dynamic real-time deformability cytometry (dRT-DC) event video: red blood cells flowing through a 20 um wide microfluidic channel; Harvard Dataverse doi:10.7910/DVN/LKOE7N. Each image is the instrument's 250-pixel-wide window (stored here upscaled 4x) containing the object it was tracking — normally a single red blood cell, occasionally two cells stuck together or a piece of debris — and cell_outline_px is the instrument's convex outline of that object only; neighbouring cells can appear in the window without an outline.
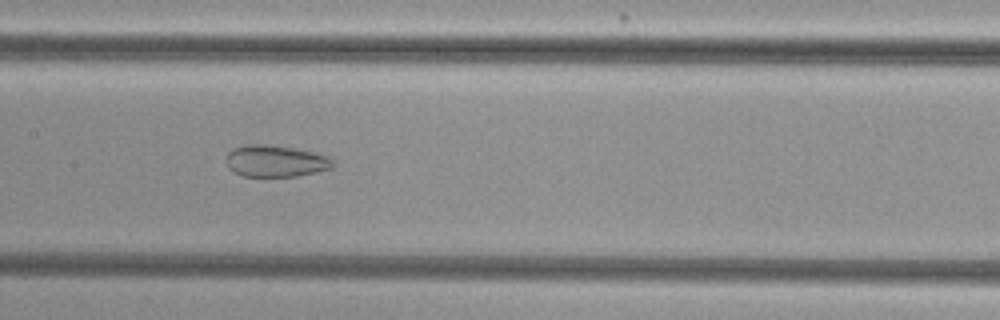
{"species": "common noctule bat (a hibernating species)", "species_latin": "Nyctalus noctula", "temperature_condition": "cold", "stored_images_in_passage": 54, "camera_frame_rate_fps": 3000, "um_per_image_px": 0.085, "animal": {"sex": "female", "body_mass_g": 29.2, "forearm_length_mm": 56.3}, "frame": {"image": 1, "passage_image": 27, "time_ms": 8.667, "image_size_px": [1000, 320], "cell_outline_px": [[336, 164], [332, 168], [316, 172], [296, 176], [244, 176], [228, 168], [228, 152], [232, 148], [248, 144], [264, 144], [292, 148], [312, 152], [328, 156]], "centroid_in_image_um": [23.44, 13.69], "position_along_channel_um": 184.0, "area_um2": 19.48}}
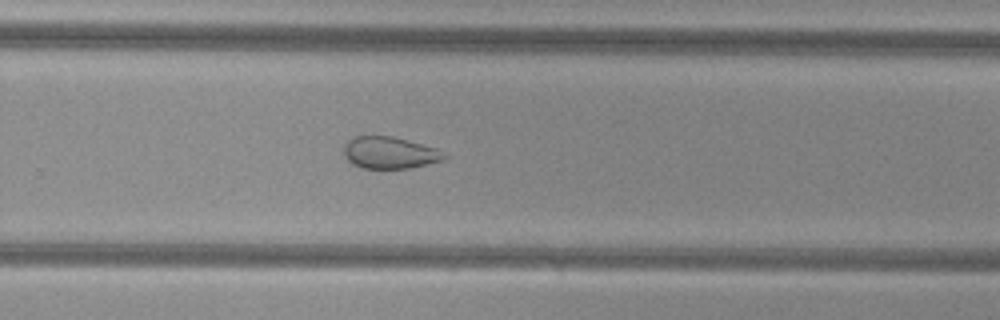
{"frame": {"image": 2, "passage_image": 36, "time_ms": 11.667, "image_size_px": [1000, 320], "cell_outline_px": [[448, 156], [440, 160], [412, 168], [360, 168], [352, 164], [344, 156], [344, 144], [352, 136], [392, 136], [408, 140], [436, 148]], "centroid_in_image_um": [33.07, 12.97], "position_along_channel_um": 296.7, "area_um2": 18.61}}
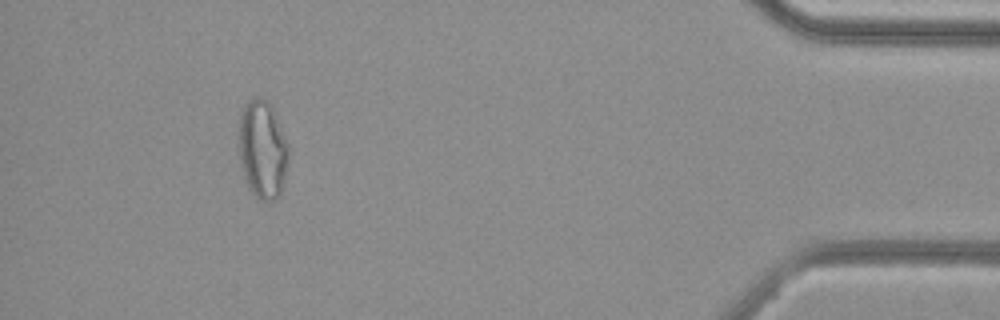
{"frame": {"image": 3, "passage_image": 50, "time_ms": 16.333, "image_size_px": [1000, 320], "cell_outline_px": [[288, 160], [280, 196], [276, 200], [260, 200], [248, 188], [240, 164], [236, 132], [240, 112], [244, 104], [248, 100], [264, 100], [272, 104], [288, 144]], "centroid_in_image_um": [22.27, 12.7], "position_along_channel_um": 412.9, "area_um2": 29.02}, "authors_computed_cell_mechanics": {"area_um2": 27.0793, "velocity_mm_per_s": 3.7679, "shape_relaxation_time_tau1_ms": null, "shape_relaxation_time_tau2_ms": 1.7621, "deformation_change_tau1": null, "deformation_change_tau2": 0.0756}}